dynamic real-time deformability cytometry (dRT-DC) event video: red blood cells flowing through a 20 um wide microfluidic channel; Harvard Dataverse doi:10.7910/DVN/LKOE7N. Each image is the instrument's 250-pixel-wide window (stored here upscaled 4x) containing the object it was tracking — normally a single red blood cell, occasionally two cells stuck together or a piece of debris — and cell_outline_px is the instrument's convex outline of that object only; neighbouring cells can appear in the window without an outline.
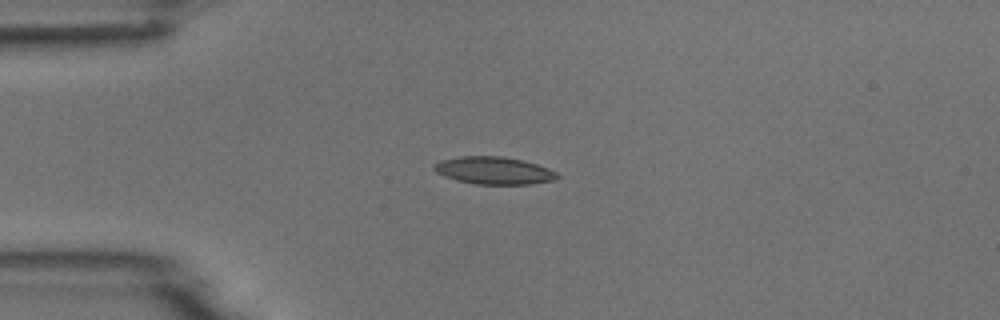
{"species": "common noctule bat (a hibernating species)", "species_latin": "Nyctalus noctula", "temperature_condition": "room temperature", "stored_images_in_passage": 11, "camera_frame_rate_fps": 3000, "um_per_image_px": 0.085, "animal": {"sex": "male", "body_mass_g": 18.8}, "frame": {"image": 1, "passage_image": 4, "time_ms": 4.333, "image_size_px": [1000, 320], "cell_outline_px": [[560, 176], [556, 180], [528, 184], [476, 184], [456, 180], [444, 176], [436, 172], [432, 168], [440, 160], [460, 156], [504, 156], [524, 160], [548, 168], [556, 172]], "centroid_in_image_um": [41.99, 14.49], "position_along_channel_um": 43.0, "area_um2": 19.77}}
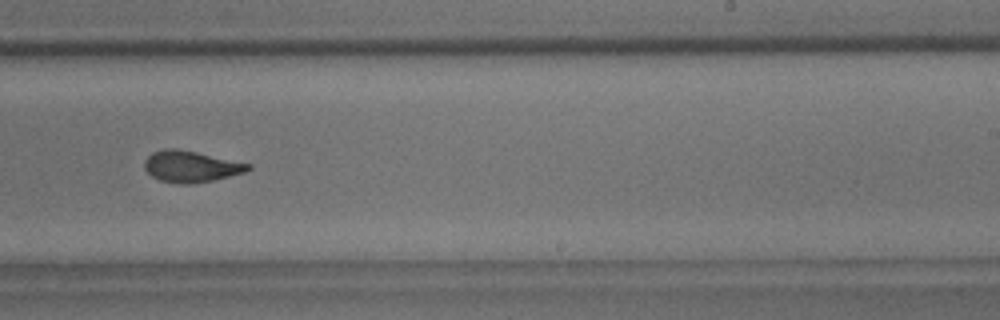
{"frame": {"image": 2, "passage_image": 10, "time_ms": 11.0, "image_size_px": [1000, 320], "cell_outline_px": [[252, 168], [244, 172], [212, 180], [192, 184], [180, 184], [160, 180], [152, 176], [144, 168], [144, 160], [152, 152], [164, 148], [176, 148], [196, 152], [252, 164]], "centroid_in_image_um": [16.2, 14.14], "position_along_channel_um": 272.8, "area_um2": 18.84}}